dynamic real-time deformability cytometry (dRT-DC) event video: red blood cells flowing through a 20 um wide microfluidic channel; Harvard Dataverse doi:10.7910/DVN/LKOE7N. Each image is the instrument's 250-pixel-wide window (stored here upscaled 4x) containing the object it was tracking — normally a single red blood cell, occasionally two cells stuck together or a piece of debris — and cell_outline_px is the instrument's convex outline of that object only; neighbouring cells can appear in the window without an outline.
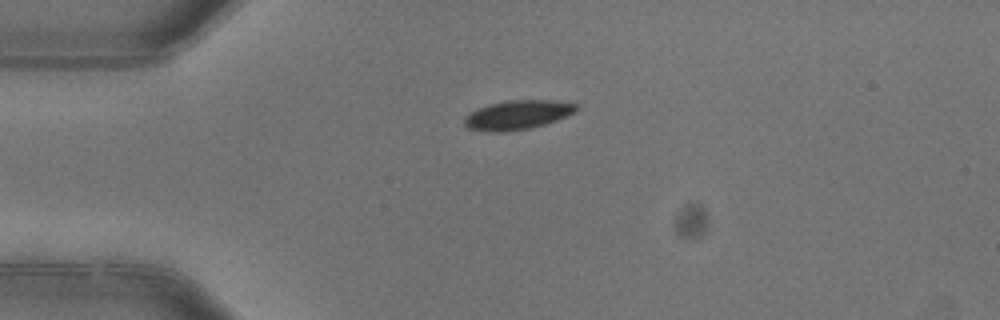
{"species": "common noctule bat (a hibernating species)", "species_latin": "Nyctalus noctula", "temperature_condition": "warm", "stored_images_in_passage": 3, "camera_frame_rate_fps": 3000, "um_per_image_px": 0.085, "animal": {"sex": "female"}, "frame": {"image": 1, "passage_image": 3, "time_ms": 0.667, "image_size_px": [1000, 320], "cell_outline_px": [[580, 108], [556, 120], [544, 124], [528, 128], [500, 132], [496, 132], [468, 128], [464, 124], [464, 116], [476, 108], [488, 104], [508, 100], [552, 100], [576, 104]], "centroid_in_image_um": [43.94, 9.75], "position_along_channel_um": 41.1, "area_um2": 18.79}}